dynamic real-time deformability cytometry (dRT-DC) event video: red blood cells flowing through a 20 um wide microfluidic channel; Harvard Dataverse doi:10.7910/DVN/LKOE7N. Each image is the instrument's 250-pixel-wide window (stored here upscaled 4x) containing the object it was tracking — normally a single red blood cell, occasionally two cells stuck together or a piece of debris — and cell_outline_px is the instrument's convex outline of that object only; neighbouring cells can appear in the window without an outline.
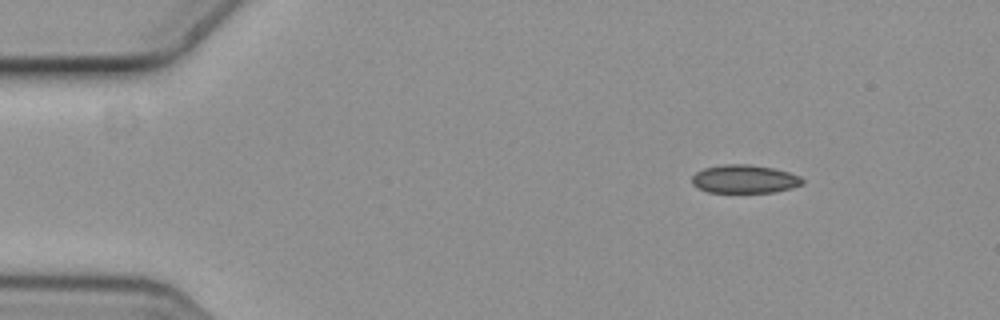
{"species": "common noctule bat (a hibernating species)", "species_latin": "Nyctalus noctula", "temperature_condition": "cold", "stored_images_in_passage": 4, "camera_frame_rate_fps": 3000, "um_per_image_px": 0.085, "animal": {"sex": "female", "body_mass_g": 19.3, "forearm_length_mm": 54.1}, "frame": {"image": 1, "passage_image": 1, "time_ms": 0.0, "image_size_px": [1000, 320], "cell_outline_px": [[804, 180], [800, 184], [788, 188], [772, 192], [708, 192], [692, 184], [692, 176], [696, 172], [704, 168], [724, 164], [748, 164], [772, 168], [788, 172], [800, 176]], "centroid_in_image_um": [63.24, 15.21], "position_along_channel_um": 21.8, "area_um2": 17.92}}